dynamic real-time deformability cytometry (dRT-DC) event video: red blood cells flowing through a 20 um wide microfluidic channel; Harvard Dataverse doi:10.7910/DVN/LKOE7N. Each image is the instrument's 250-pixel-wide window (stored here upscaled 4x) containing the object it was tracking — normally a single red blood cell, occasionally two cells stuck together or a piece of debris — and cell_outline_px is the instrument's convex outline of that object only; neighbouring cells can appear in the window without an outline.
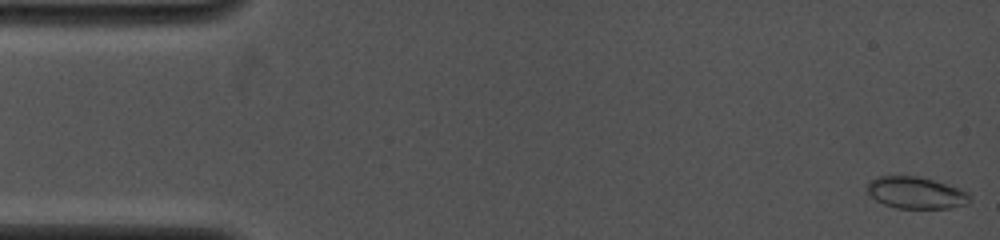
{"species": "common noctule bat (a hibernating species)", "species_latin": "Nyctalus noctula", "temperature_condition": "cold", "stored_images_in_passage": 34, "camera_frame_rate_fps": 4000, "um_per_image_px": 0.085, "animal": {"sex": "female", "body_mass_g": 19.0, "forearm_length_mm": 53.3}, "frame": {"image": 1, "passage_image": 1, "time_ms": 0.0, "image_size_px": [1000, 240], "cell_outline_px": [[972, 200], [968, 204], [952, 208], [896, 208], [884, 204], [876, 200], [864, 188], [868, 180], [876, 176], [916, 176], [932, 180], [960, 188], [968, 192], [972, 196]], "centroid_in_image_um": [77.86, 16.38], "position_along_channel_um": 7.1, "area_um2": 19.31}}
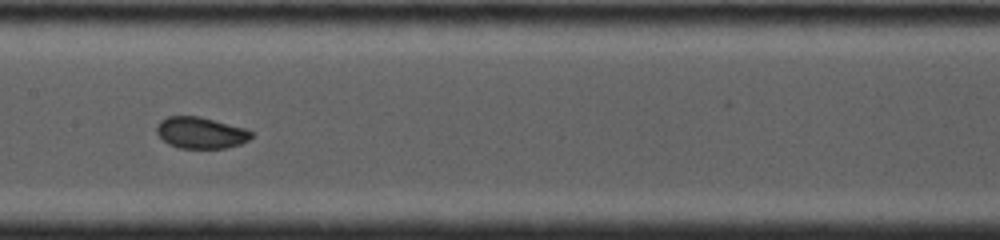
{"frame": {"image": 2, "passage_image": 22, "time_ms": 7.5, "image_size_px": [1000, 240], "cell_outline_px": [[252, 136], [248, 140], [240, 144], [228, 148], [180, 148], [168, 144], [156, 132], [156, 124], [160, 120], [168, 116], [200, 116], [244, 128], [252, 132]], "centroid_in_image_um": [17.04, 11.28], "position_along_channel_um": 190.4, "area_um2": 17.34}}
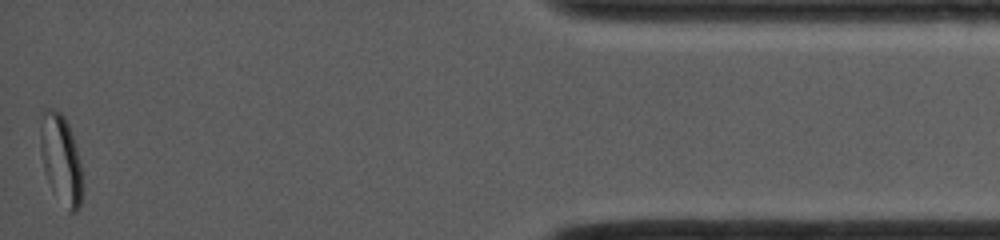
{"frame": {"image": 3, "passage_image": 34, "time_ms": 14.75, "image_size_px": [1000, 240], "cell_outline_px": [[80, 208], [76, 212], [68, 212], [48, 180], [44, 168], [40, 148], [40, 128], [44, 108], [56, 108], [64, 116], [68, 124], [76, 148], [80, 164]], "centroid_in_image_um": [5.15, 13.46], "position_along_channel_um": 430.0, "area_um2": 21.15}, "authors_computed_cell_mechanics": {"area_um2": 17.629, "velocity_mm_per_s": 4.1566, "shape_relaxation_time_tau1_ms": 8.84, "shape_relaxation_time_tau2_ms": null, "deformation_change_tau1": 0.1567, "deformation_change_tau2": null}}